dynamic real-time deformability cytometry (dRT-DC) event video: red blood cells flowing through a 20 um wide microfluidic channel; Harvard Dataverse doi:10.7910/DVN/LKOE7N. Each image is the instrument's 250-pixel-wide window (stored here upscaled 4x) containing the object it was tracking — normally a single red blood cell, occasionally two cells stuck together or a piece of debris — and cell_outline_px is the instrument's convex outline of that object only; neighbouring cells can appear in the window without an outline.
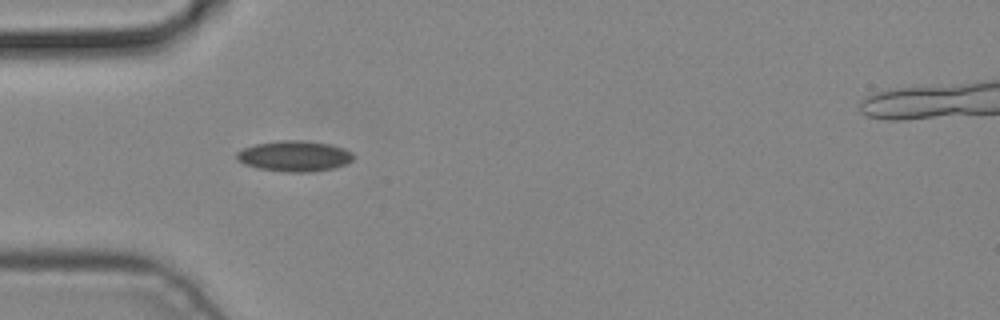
{"species": "common noctule bat (a hibernating species)", "species_latin": "Nyctalus noctula", "temperature_condition": "cold", "stored_images_in_passage": 2, "camera_frame_rate_fps": 3000, "um_per_image_px": 0.085, "animal": {"sex": "male", "body_mass_g": 19.2, "forearm_length_mm": 51.8}, "frame": {"image": 1, "passage_image": 1, "time_ms": 0.0, "image_size_px": [1000, 320], "cell_outline_px": [[352, 160], [344, 164], [332, 168], [308, 172], [284, 172], [256, 168], [244, 164], [236, 160], [236, 152], [244, 148], [256, 144], [280, 140], [300, 140], [332, 144], [344, 148], [352, 152]], "centroid_in_image_um": [24.99, 13.26], "position_along_channel_um": 60.0, "area_um2": 20.87}}
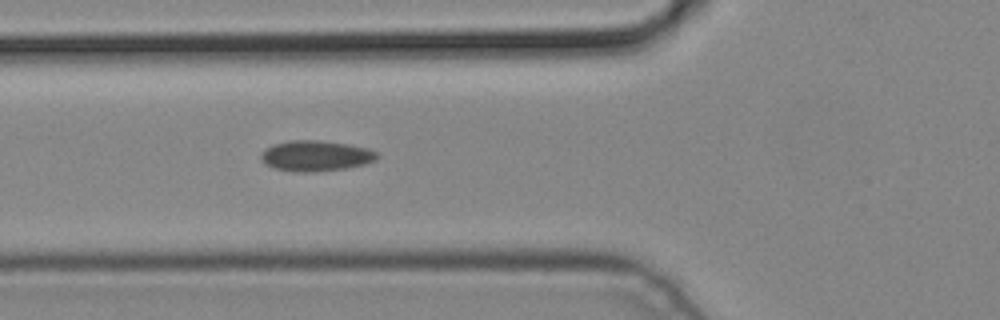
{"frame": {"image": 2, "passage_image": 2, "time_ms": 0.333, "image_size_px": [1000, 320], "cell_outline_px": [[380, 156], [376, 160], [364, 164], [348, 168], [312, 172], [292, 172], [272, 168], [264, 164], [260, 160], [260, 156], [264, 148], [272, 144], [288, 140], [320, 140], [348, 144], [368, 148], [376, 152]], "centroid_in_image_um": [26.79, 13.25], "position_along_channel_um": 99.0, "area_um2": 21.15}}